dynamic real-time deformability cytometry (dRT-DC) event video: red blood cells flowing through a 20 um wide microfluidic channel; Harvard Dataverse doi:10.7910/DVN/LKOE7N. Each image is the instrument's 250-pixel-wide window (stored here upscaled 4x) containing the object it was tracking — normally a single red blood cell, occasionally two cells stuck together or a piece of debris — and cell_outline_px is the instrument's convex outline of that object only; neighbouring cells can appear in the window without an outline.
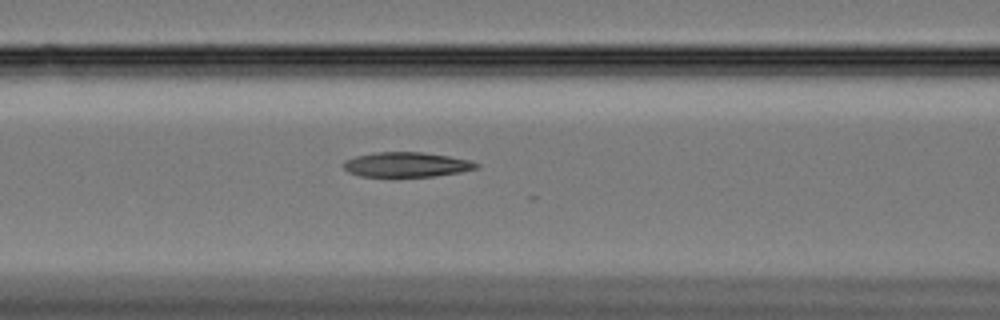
{"species": "Egyptian fruit bat (a non-hibernating species)", "species_latin": "Rousettus aegyptiacus", "temperature_condition": "cold", "stored_images_in_passage": 41, "camera_frame_rate_fps": 3000, "um_per_image_px": 0.085, "animal": {"sex": "female"}, "frame": {"image": 1, "passage_image": 10, "time_ms": 3.0, "image_size_px": [1000, 320], "cell_outline_px": [[480, 164], [476, 168], [460, 172], [432, 176], [360, 176], [348, 172], [344, 168], [344, 160], [356, 156], [376, 152], [420, 152], [448, 156], [468, 160]], "centroid_in_image_um": [34.52, 13.98], "position_along_channel_um": 132.1, "area_um2": 18.9}}
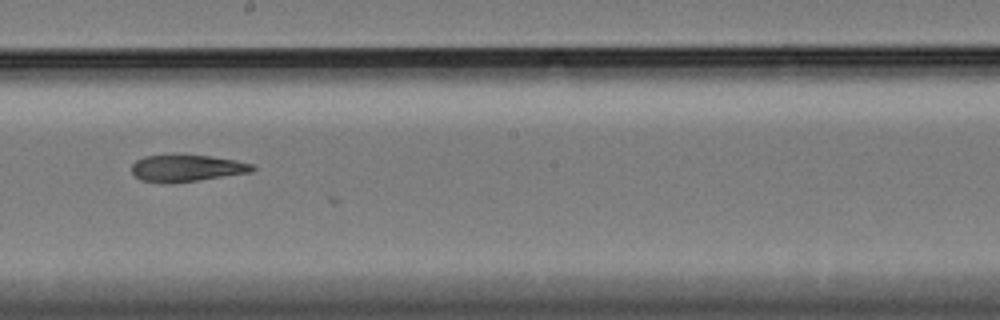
{"frame": {"image": 2, "passage_image": 19, "time_ms": 6.0, "image_size_px": [1000, 320], "cell_outline_px": [[256, 168], [252, 172], [172, 184], [168, 184], [140, 180], [132, 172], [132, 164], [136, 160], [144, 156], [208, 156], [236, 160], [252, 164]], "centroid_in_image_um": [15.87, 14.32], "position_along_channel_um": 232.3, "area_um2": 18.67}}
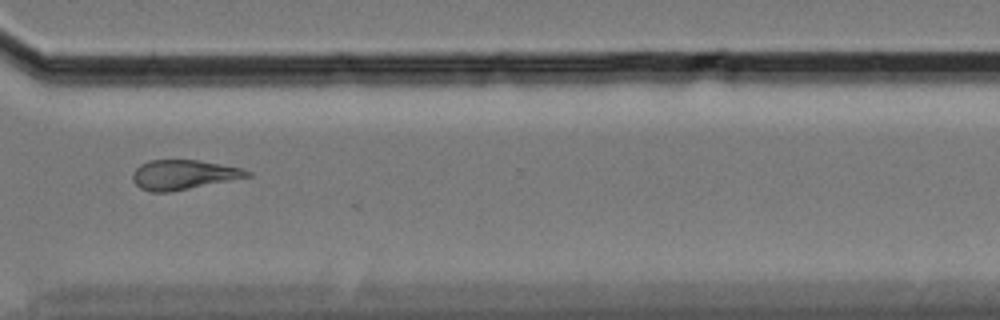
{"frame": {"image": 3, "passage_image": 30, "time_ms": 9.667, "image_size_px": [1000, 320], "cell_outline_px": [[252, 176], [168, 192], [152, 192], [140, 188], [132, 180], [132, 176], [136, 168], [140, 164], [148, 160], [200, 160], [240, 168], [252, 172]], "centroid_in_image_um": [15.57, 14.84], "position_along_channel_um": 355.0, "area_um2": 19.59}, "authors_computed_cell_mechanics": {"area_um2": 19.7098, "velocity_mm_per_s": 3.3403, "shape_relaxation_time_tau1_ms": null, "shape_relaxation_time_tau2_ms": 9.7118, "deformation_change_tau1": null, "deformation_change_tau2": 0.219}}